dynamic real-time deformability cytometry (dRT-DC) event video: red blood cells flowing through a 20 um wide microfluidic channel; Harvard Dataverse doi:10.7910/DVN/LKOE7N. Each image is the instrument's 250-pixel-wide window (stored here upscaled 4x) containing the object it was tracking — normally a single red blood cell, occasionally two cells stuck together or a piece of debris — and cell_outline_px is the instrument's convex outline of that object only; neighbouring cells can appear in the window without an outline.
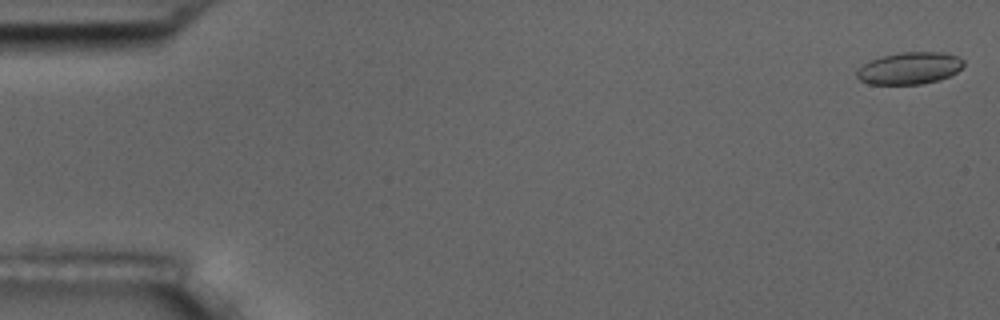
{"species": "common noctule bat (a hibernating species)", "species_latin": "Nyctalus noctula", "temperature_condition": "room temperature", "stored_images_in_passage": 5, "camera_frame_rate_fps": 3000, "um_per_image_px": 0.085, "animal": {"sex": "male", "body_mass_g": 17.5, "forearm_length_mm": 52.3}, "frame": {"image": 1, "passage_image": 1, "time_ms": 0.0, "image_size_px": [1000, 320], "cell_outline_px": [[964, 64], [956, 72], [940, 80], [920, 84], [868, 84], [860, 80], [856, 76], [856, 72], [864, 64], [880, 56], [900, 52], [944, 52], [956, 56], [964, 60]], "centroid_in_image_um": [77.31, 5.79], "position_along_channel_um": 7.7, "area_um2": 19.88}}
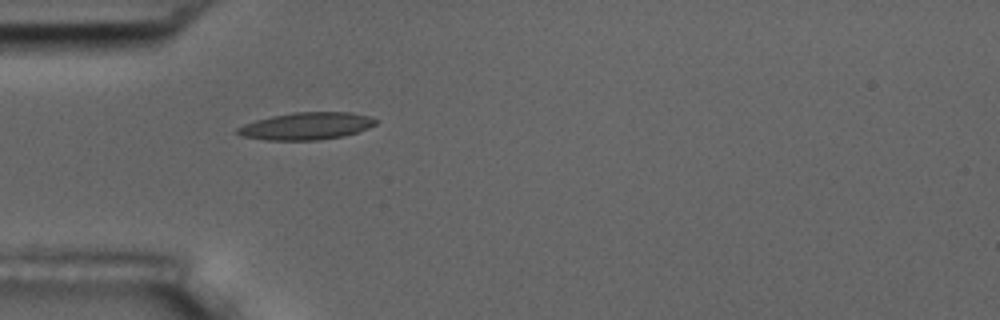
{"frame": {"image": 2, "passage_image": 5, "time_ms": 1.333, "image_size_px": [1000, 320], "cell_outline_px": [[380, 120], [376, 124], [368, 128], [356, 132], [340, 136], [320, 140], [264, 140], [240, 136], [236, 132], [236, 128], [244, 124], [256, 120], [272, 116], [292, 112], [348, 112], [372, 116]], "centroid_in_image_um": [26.04, 10.71], "position_along_channel_um": 59.0, "area_um2": 22.08}}